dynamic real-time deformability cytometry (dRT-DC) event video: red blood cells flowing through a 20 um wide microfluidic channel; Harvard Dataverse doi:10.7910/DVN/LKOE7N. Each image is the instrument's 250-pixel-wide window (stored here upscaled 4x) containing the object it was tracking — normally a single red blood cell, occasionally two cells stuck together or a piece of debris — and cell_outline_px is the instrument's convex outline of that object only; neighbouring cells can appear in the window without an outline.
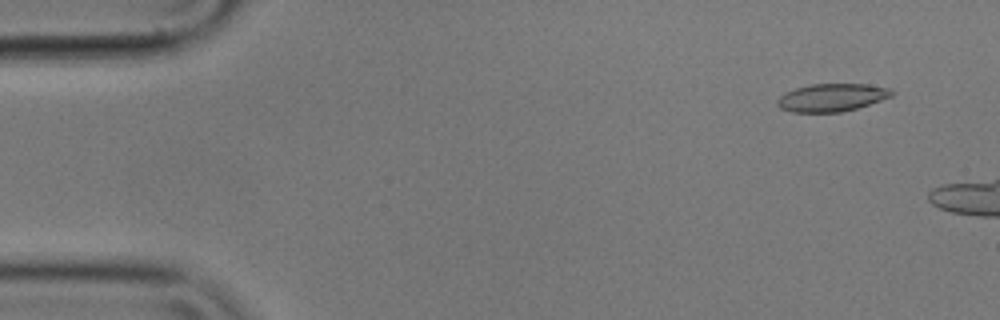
{"species": "common noctule bat (a hibernating species)", "species_latin": "Nyctalus noctula", "temperature_condition": "cold", "stored_images_in_passage": 12, "camera_frame_rate_fps": 3000, "um_per_image_px": 0.085, "animal": {"sex": "male", "body_mass_g": 17.9}, "frame": {"image": 1, "passage_image": 4, "time_ms": 1.0, "image_size_px": [1000, 320], "cell_outline_px": [[896, 92], [892, 96], [856, 108], [840, 112], [792, 112], [780, 108], [776, 104], [776, 100], [784, 92], [796, 88], [812, 84], [868, 84], [892, 88]], "centroid_in_image_um": [70.7, 8.28], "position_along_channel_um": 14.3, "area_um2": 18.61}}